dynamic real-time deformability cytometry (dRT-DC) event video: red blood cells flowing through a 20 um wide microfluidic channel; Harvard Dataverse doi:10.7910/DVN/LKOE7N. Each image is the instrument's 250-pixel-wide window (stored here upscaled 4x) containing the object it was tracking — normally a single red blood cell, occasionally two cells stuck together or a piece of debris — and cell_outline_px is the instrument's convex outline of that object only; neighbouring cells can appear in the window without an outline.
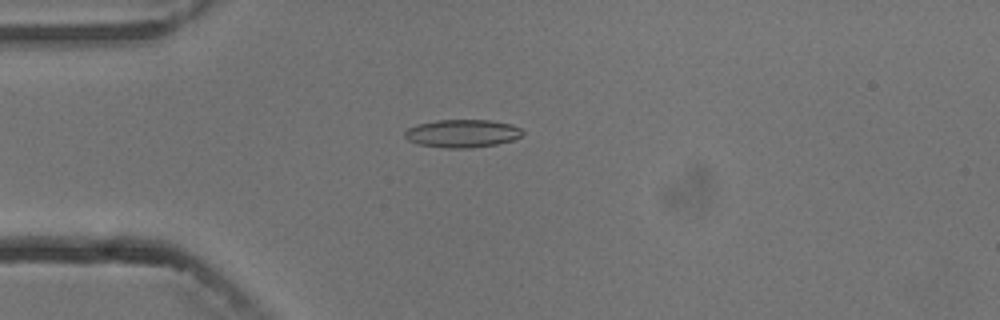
{"species": "common noctule bat (a hibernating species)", "species_latin": "Nyctalus noctula", "temperature_condition": "cold", "stored_images_in_passage": 1, "camera_frame_rate_fps": 3000, "um_per_image_px": 0.085, "animal": {"sex": "male", "body_mass_g": 13.3}, "frame": {"image": 1, "passage_image": 1, "time_ms": 0.0, "image_size_px": [1000, 320], "cell_outline_px": [[524, 132], [520, 136], [512, 140], [496, 144], [472, 148], [448, 148], [420, 144], [408, 140], [404, 136], [404, 132], [408, 128], [416, 124], [436, 120], [488, 120], [512, 124], [520, 128]], "centroid_in_image_um": [39.28, 11.33], "position_along_channel_um": 45.7, "area_um2": 19.13}}